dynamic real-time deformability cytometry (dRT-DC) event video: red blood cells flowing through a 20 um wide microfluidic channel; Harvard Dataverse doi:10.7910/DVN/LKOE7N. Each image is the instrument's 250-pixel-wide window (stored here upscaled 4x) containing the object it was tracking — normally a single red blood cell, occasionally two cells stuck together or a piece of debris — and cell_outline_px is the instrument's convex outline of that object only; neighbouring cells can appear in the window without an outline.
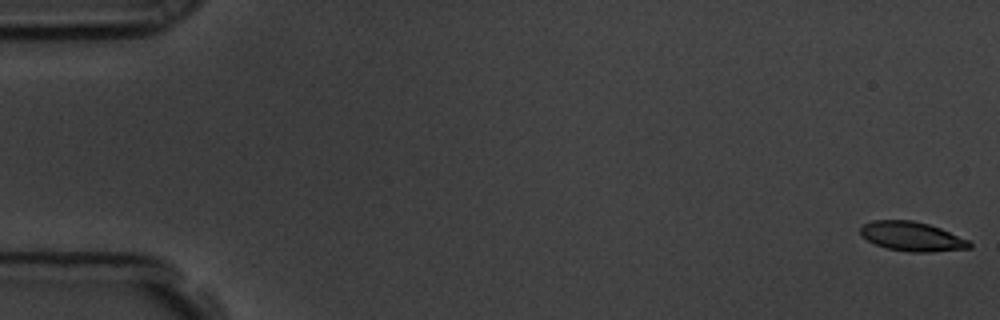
{"species": "common noctule bat (a hibernating species)", "species_latin": "Nyctalus noctula", "temperature_condition": "room temperature", "stored_images_in_passage": 57, "camera_frame_rate_fps": 3000, "um_per_image_px": 0.085, "animal": {"sex": "male", "body_mass_g": 19.5, "forearm_length_mm": 54.6}, "frame": {"image": 1, "passage_image": 1, "time_ms": 0.0, "image_size_px": [1000, 320], "cell_outline_px": [[972, 248], [932, 252], [908, 252], [888, 248], [876, 244], [860, 236], [860, 228], [864, 224], [872, 220], [912, 220], [928, 224], [940, 228], [968, 240], [972, 244]], "centroid_in_image_um": [77.51, 20.1], "position_along_channel_um": 7.5, "area_um2": 18.61}}
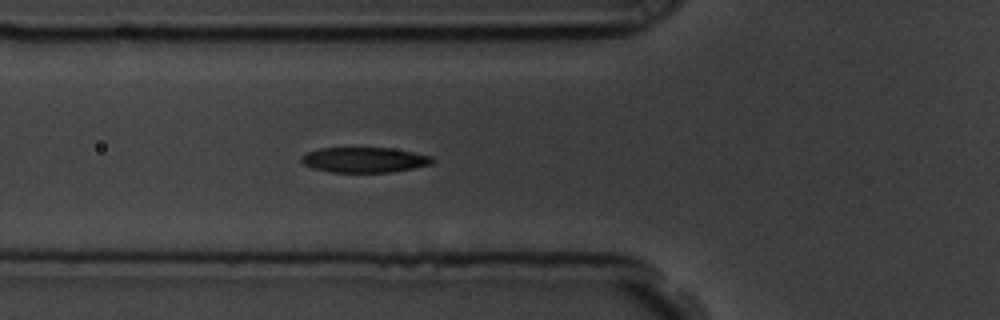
{"frame": {"image": 2, "passage_image": 21, "time_ms": 6.667, "image_size_px": [1000, 320], "cell_outline_px": [[436, 160], [432, 164], [392, 172], [328, 172], [312, 168], [304, 164], [300, 160], [308, 152], [320, 148], [392, 148], [432, 156]], "centroid_in_image_um": [31.0, 13.59], "position_along_channel_um": 94.8, "area_um2": 19.19}}
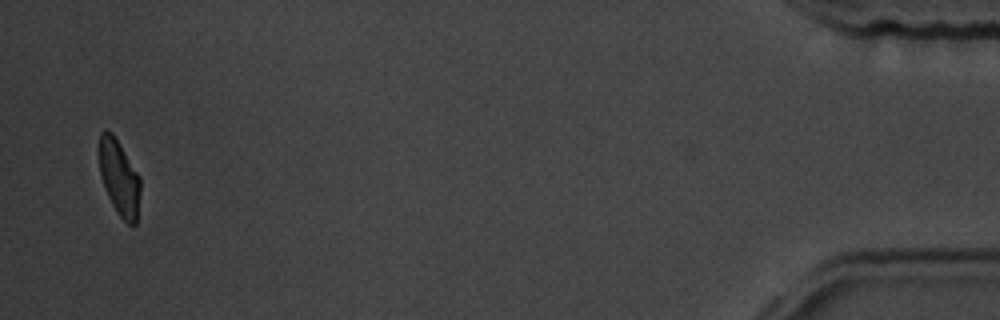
{"frame": {"image": 3, "passage_image": 56, "time_ms": 18.333, "image_size_px": [1000, 320], "cell_outline_px": [[140, 192], [136, 224], [132, 228], [116, 212], [104, 188], [100, 176], [100, 132], [112, 132], [140, 176]], "centroid_in_image_um": [10.15, 15.17], "position_along_channel_um": 425.0, "area_um2": 17.98}, "authors_computed_cell_mechanics": {"area_um2": 19.5364, "velocity_mm_per_s": 3.5745, "shape_relaxation_time_tau1_ms": 2.2672, "shape_relaxation_time_tau2_ms": 3.3135, "deformation_change_tau1": 0.1254, "deformation_change_tau2": 0.0895}}